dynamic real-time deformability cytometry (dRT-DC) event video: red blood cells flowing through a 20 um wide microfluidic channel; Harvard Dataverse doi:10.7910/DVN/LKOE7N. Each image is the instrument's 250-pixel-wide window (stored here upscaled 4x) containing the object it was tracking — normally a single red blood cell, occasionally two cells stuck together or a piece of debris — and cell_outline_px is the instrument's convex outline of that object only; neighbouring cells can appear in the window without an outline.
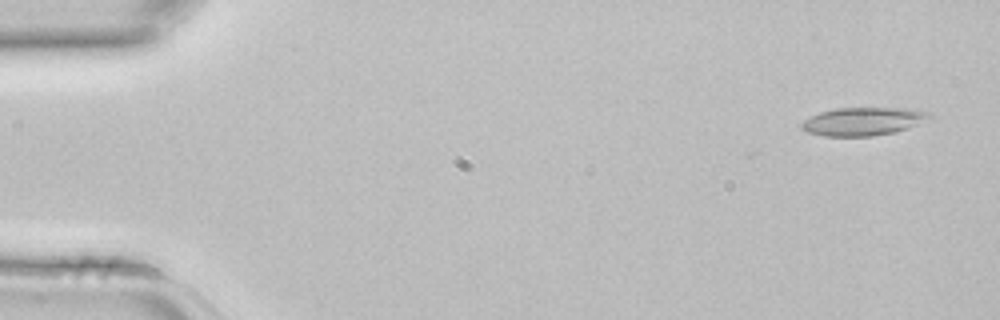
{"species": "common noctule bat (a hibernating species)", "species_latin": "Nyctalus noctula", "temperature_condition": "room temperature", "stored_images_in_passage": 3, "camera_frame_rate_fps": 3000, "um_per_image_px": 0.085, "animal": {"sex": "female", "body_mass_g": 22.7, "forearm_length_mm": 54.2}, "frame": {"image": 1, "passage_image": 1, "time_ms": 0.0, "image_size_px": [1000, 320], "cell_outline_px": [[932, 116], [908, 128], [892, 132], [872, 136], [824, 136], [808, 132], [800, 128], [800, 124], [804, 120], [820, 112], [836, 108], [916, 108], [932, 112]], "centroid_in_image_um": [73.37, 10.3], "position_along_channel_um": 11.6, "area_um2": 20.92}}